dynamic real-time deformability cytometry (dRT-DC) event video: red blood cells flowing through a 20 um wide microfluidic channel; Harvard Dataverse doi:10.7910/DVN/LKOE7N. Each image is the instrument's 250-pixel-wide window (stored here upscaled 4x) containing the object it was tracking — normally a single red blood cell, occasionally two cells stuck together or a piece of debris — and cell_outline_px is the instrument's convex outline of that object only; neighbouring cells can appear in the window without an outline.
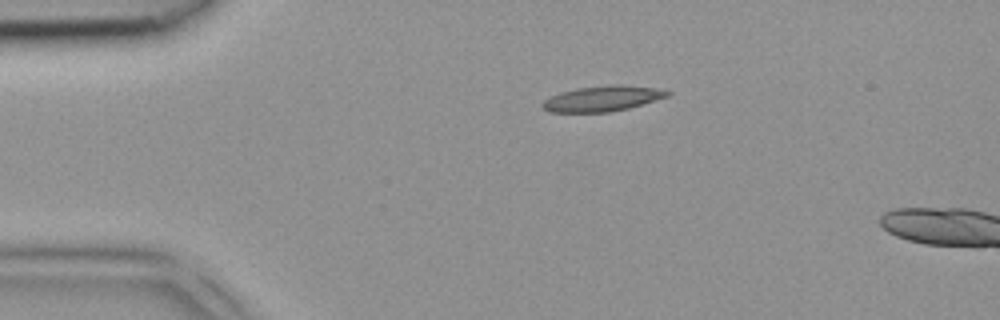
{"species": "common noctule bat (a hibernating species)", "species_latin": "Nyctalus noctula", "temperature_condition": "room temperature", "stored_images_in_passage": 2, "camera_frame_rate_fps": 3000, "um_per_image_px": 0.085, "animal": {"sex": "female", "body_mass_g": 18.4}, "frame": {"image": 1, "passage_image": 1, "time_ms": 0.0, "image_size_px": [1000, 320], "cell_outline_px": [[672, 92], [668, 96], [628, 108], [612, 112], [548, 112], [540, 104], [544, 100], [560, 92], [580, 88], [612, 84], [620, 84], [656, 88]], "centroid_in_image_um": [51.2, 8.38], "position_along_channel_um": 33.8, "area_um2": 18.38}}